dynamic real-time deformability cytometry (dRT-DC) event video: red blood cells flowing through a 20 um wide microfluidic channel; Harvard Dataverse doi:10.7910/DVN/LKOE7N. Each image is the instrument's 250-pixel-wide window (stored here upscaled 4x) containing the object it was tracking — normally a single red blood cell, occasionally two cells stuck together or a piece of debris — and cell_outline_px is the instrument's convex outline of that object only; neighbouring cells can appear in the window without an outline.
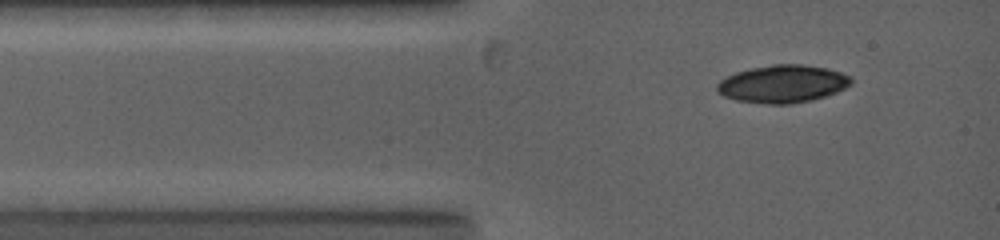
{"species": "common noctule bat (a hibernating species)", "species_latin": "Nyctalus noctula", "temperature_condition": "warm", "stored_images_in_passage": 2, "camera_frame_rate_fps": 5000, "um_per_image_px": 0.085, "animal": {"sex": "female", "body_mass_g": 19.0, "forearm_length_mm": 53.3}, "frame": {"image": 1, "passage_image": 1, "time_ms": 0.0, "image_size_px": [1000, 240], "cell_outline_px": [[852, 84], [836, 92], [812, 100], [788, 104], [768, 104], [736, 100], [724, 96], [716, 92], [716, 84], [720, 80], [736, 72], [752, 68], [772, 64], [804, 64], [828, 68], [852, 76]], "centroid_in_image_um": [66.53, 7.12], "position_along_channel_um": 18.5, "area_um2": 29.54}}